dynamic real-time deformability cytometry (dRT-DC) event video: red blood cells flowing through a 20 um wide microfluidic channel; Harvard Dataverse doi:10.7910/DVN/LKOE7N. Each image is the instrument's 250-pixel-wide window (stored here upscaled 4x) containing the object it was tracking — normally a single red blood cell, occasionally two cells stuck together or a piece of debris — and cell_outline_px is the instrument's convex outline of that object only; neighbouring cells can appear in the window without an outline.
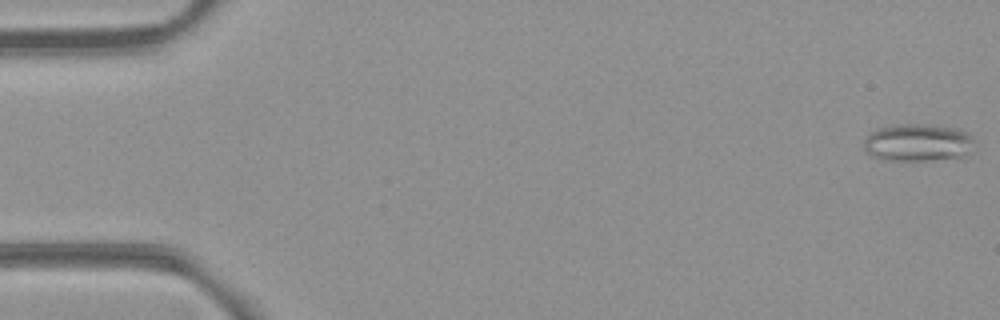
{"species": "common noctule bat (a hibernating species)", "species_latin": "Nyctalus noctula", "temperature_condition": "room temperature", "stored_images_in_passage": 41, "camera_frame_rate_fps": 3000, "um_per_image_px": 0.085, "animal": {"sex": "female", "body_mass_g": 21.9}, "frame": {"image": 1, "passage_image": 1, "time_ms": 0.0, "image_size_px": [1000, 320], "cell_outline_px": [[976, 144], [964, 156], [924, 160], [880, 160], [872, 156], [864, 148], [864, 140], [876, 128], [896, 124], [928, 124], [960, 128], [968, 132], [976, 140]], "centroid_in_image_um": [78.05, 12.1], "position_along_channel_um": 6.9, "area_um2": 24.45}}
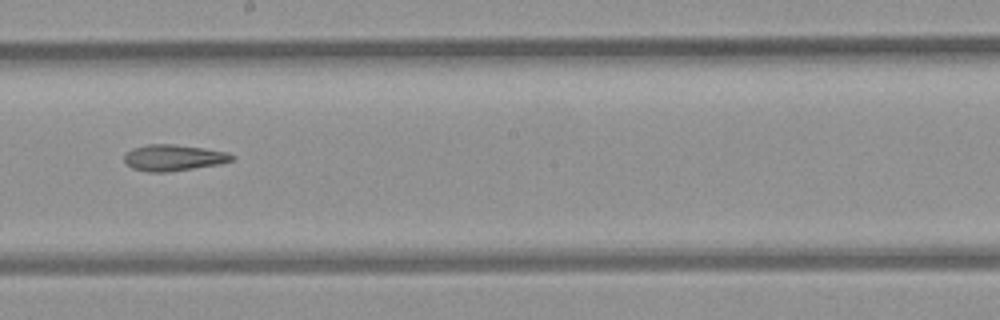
{"frame": {"image": 2, "passage_image": 18, "time_ms": 5.667, "image_size_px": [1000, 320], "cell_outline_px": [[232, 160], [220, 164], [168, 172], [148, 172], [132, 168], [124, 160], [124, 156], [132, 148], [148, 144], [172, 144], [204, 148], [228, 152], [232, 156]], "centroid_in_image_um": [14.73, 13.4], "position_along_channel_um": 233.5, "area_um2": 16.3}}
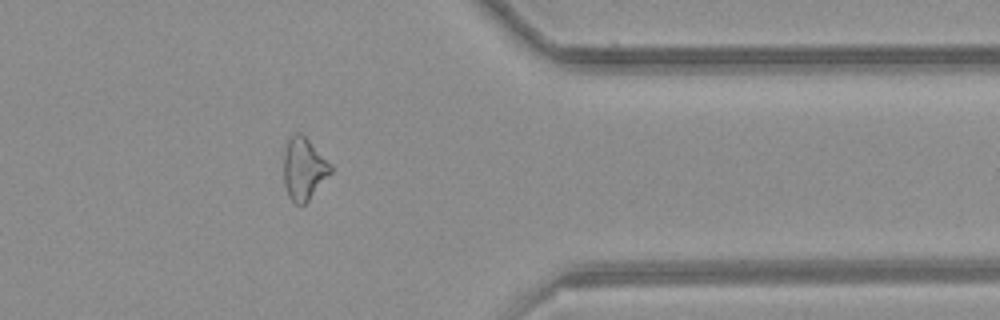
{"frame": {"image": 3, "passage_image": 31, "time_ms": 10.0, "image_size_px": [1000, 320], "cell_outline_px": [[332, 172], [308, 200], [304, 204], [296, 204], [288, 196], [284, 184], [284, 152], [288, 140], [292, 132], [300, 132], [332, 164]], "centroid_in_image_um": [25.82, 14.33], "position_along_channel_um": 385.6, "area_um2": 16.94}}